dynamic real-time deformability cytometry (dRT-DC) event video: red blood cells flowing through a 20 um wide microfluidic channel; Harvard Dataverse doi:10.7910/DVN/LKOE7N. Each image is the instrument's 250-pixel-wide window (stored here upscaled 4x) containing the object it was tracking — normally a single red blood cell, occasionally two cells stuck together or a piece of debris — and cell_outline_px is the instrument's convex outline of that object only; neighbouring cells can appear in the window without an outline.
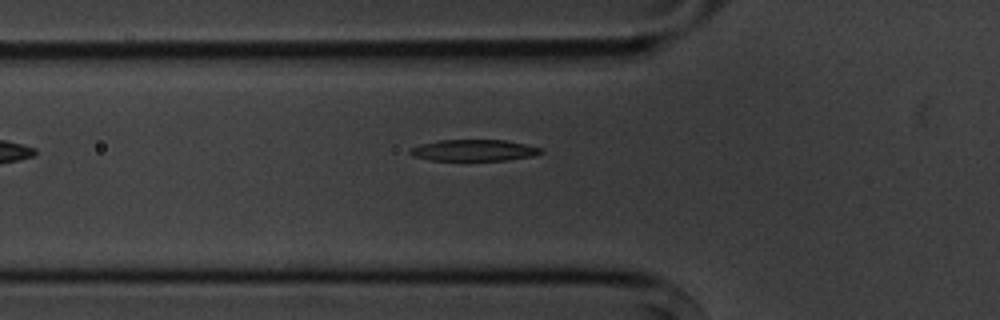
{"species": "common noctule bat (a hibernating species)", "species_latin": "Nyctalus noctula", "temperature_condition": "cold", "stored_images_in_passage": 5, "camera_frame_rate_fps": 3000, "um_per_image_px": 0.085, "animal": {"sex": "male", "body_mass_g": 20.1, "forearm_length_mm": 53.5}, "frame": {"image": 1, "passage_image": 5, "time_ms": 5.667, "image_size_px": [1000, 320], "cell_outline_px": [[544, 152], [536, 156], [508, 160], [432, 160], [412, 156], [408, 152], [408, 148], [420, 144], [440, 140], [504, 140], [544, 148]], "centroid_in_image_um": [40.3, 12.78], "position_along_channel_um": 85.5, "area_um2": 16.47}}